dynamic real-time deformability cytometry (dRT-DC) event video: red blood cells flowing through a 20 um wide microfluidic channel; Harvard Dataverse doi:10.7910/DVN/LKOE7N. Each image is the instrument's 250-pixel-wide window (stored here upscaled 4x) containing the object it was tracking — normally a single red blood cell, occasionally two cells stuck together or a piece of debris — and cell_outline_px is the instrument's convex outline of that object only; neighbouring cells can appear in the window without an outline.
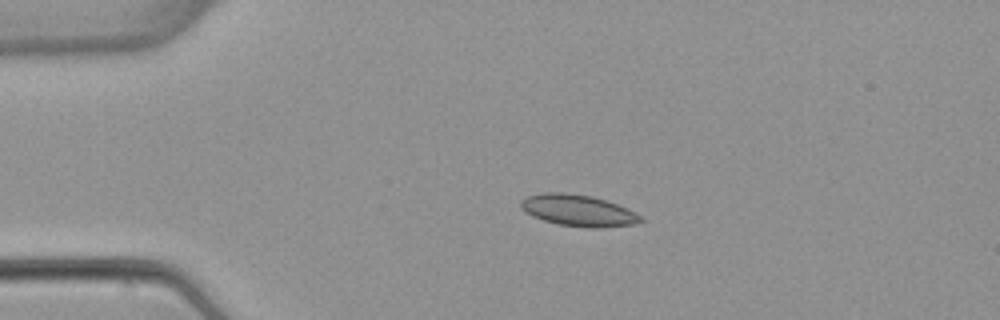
{"species": "common noctule bat (a hibernating species)", "species_latin": "Nyctalus noctula", "temperature_condition": "warm", "stored_images_in_passage": 5, "camera_frame_rate_fps": 3000, "um_per_image_px": 0.085, "animal": {"sex": "female", "body_mass_g": 22.7, "forearm_length_mm": 54.2}, "frame": {"image": 1, "passage_image": 4, "time_ms": 3.667, "image_size_px": [1000, 320], "cell_outline_px": [[644, 220], [636, 224], [596, 228], [588, 228], [560, 224], [544, 220], [532, 216], [524, 212], [520, 208], [520, 200], [528, 196], [544, 192], [564, 192], [592, 196], [628, 208], [636, 212]], "centroid_in_image_um": [49.13, 17.88], "position_along_channel_um": 35.9, "area_um2": 22.02}}